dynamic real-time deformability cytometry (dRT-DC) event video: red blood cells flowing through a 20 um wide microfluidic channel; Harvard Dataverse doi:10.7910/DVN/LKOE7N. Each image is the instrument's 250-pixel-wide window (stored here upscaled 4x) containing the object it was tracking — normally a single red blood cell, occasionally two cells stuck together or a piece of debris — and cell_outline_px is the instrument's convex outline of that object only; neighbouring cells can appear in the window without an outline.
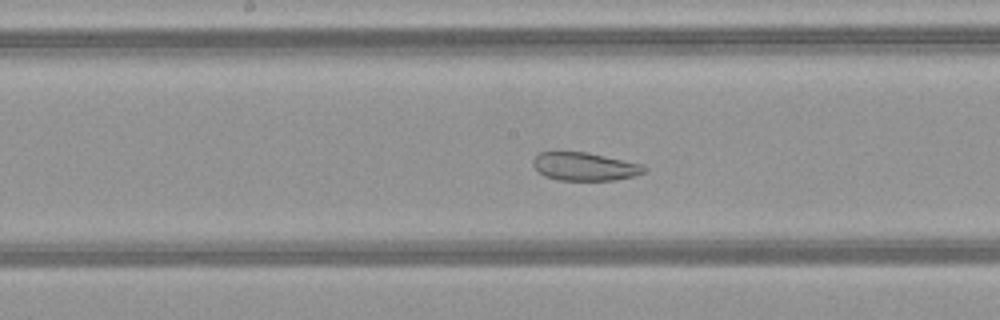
{"species": "common noctule bat (a hibernating species)", "species_latin": "Nyctalus noctula", "temperature_condition": "warm", "stored_images_in_passage": 50, "camera_frame_rate_fps": 3000, "um_per_image_px": 0.085, "animal": {"sex": "female", "body_mass_g": 21.9}, "frame": {"image": 1, "passage_image": 26, "time_ms": 8.333, "image_size_px": [1000, 320], "cell_outline_px": [[648, 168], [644, 172], [632, 176], [616, 180], [556, 180], [544, 176], [532, 164], [532, 160], [540, 152], [584, 152], [644, 164]], "centroid_in_image_um": [49.71, 14.16], "position_along_channel_um": 198.5, "area_um2": 18.15}}
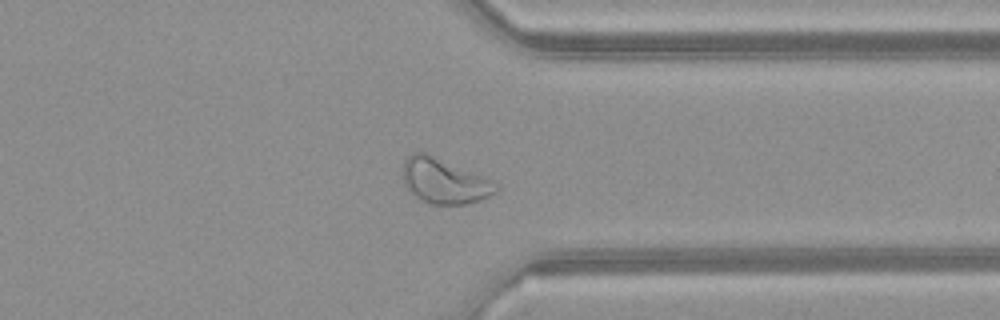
{"frame": {"image": 2, "passage_image": 39, "time_ms": 12.667, "image_size_px": [1000, 320], "cell_outline_px": [[500, 188], [496, 192], [480, 200], [464, 204], [432, 204], [416, 196], [404, 184], [404, 160], [412, 152], [424, 152], [484, 176]], "centroid_in_image_um": [37.76, 15.38], "position_along_channel_um": 373.6, "area_um2": 23.93}}
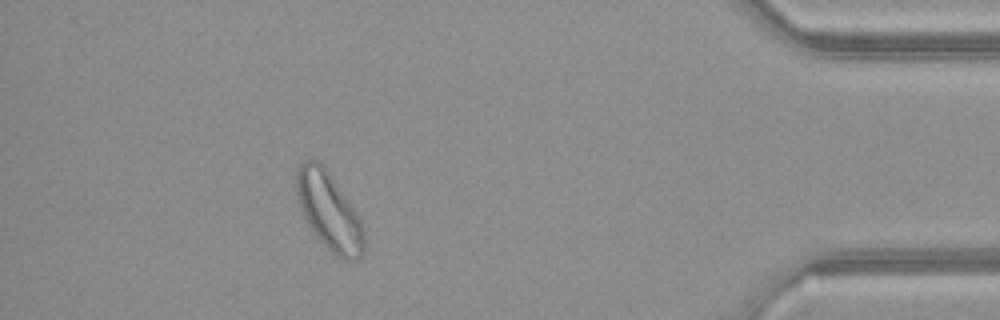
{"frame": {"image": 3, "passage_image": 45, "time_ms": 14.667, "image_size_px": [1000, 320], "cell_outline_px": [[364, 252], [356, 260], [344, 260], [336, 256], [316, 236], [300, 208], [296, 192], [296, 168], [304, 160], [316, 160], [328, 172], [356, 212], [364, 228]], "centroid_in_image_um": [27.97, 17.97], "position_along_channel_um": 407.2, "area_um2": 29.94}, "authors_computed_cell_mechanics": {"area_um2": 28.5821, "velocity_mm_per_s": 4.0849, "shape_relaxation_time_tau1_ms": null, "shape_relaxation_time_tau2_ms": 2.0255, "deformation_change_tau1": null, "deformation_change_tau2": 0.0912}}